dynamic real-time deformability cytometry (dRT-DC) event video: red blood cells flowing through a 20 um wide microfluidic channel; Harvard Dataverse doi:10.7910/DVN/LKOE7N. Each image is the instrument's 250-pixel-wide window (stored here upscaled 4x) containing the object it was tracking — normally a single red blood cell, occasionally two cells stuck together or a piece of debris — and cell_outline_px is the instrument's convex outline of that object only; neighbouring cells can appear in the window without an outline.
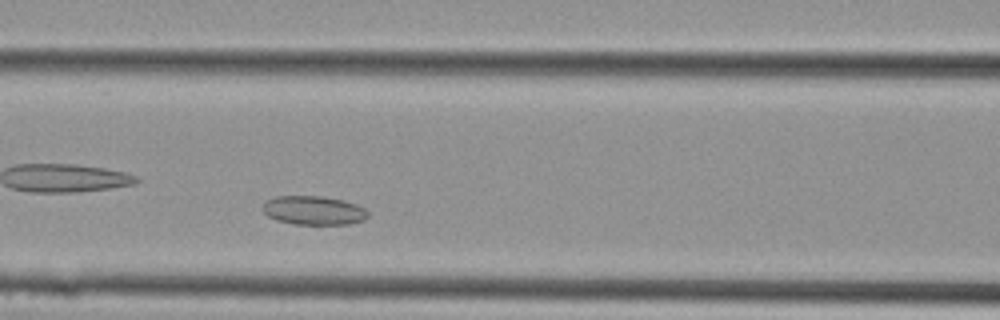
{"species": "Egyptian fruit bat (a non-hibernating species)", "species_latin": "Rousettus aegyptiacus", "temperature_condition": "cold", "stored_images_in_passage": 11, "camera_frame_rate_fps": 3000, "um_per_image_px": 0.085, "animal": {"sex": "female"}, "frame": {"image": 1, "passage_image": 11, "time_ms": 3.333, "image_size_px": [1000, 320], "cell_outline_px": [[368, 216], [364, 220], [348, 224], [292, 224], [276, 220], [268, 216], [260, 208], [264, 200], [276, 196], [320, 196], [344, 200], [356, 204], [364, 208], [368, 212]], "centroid_in_image_um": [26.61, 17.88], "position_along_channel_um": 140.0, "area_um2": 17.92}}